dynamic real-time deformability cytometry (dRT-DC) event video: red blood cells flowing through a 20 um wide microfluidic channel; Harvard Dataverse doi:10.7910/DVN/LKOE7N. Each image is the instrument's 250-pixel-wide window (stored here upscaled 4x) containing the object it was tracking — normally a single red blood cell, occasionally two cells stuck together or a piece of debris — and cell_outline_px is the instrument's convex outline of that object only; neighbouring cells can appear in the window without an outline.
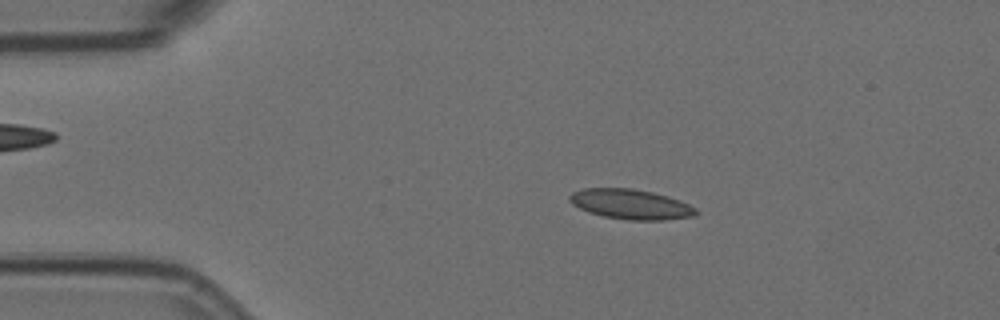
{"species": "Egyptian fruit bat (a non-hibernating species)", "species_latin": "Rousettus aegyptiacus", "temperature_condition": "room temperature", "stored_images_in_passage": 56, "camera_frame_rate_fps": 3000, "um_per_image_px": 0.085, "animal": {"sex": "female"}, "frame": {"image": 1, "passage_image": 10, "time_ms": 3.0, "image_size_px": [1000, 320], "cell_outline_px": [[700, 212], [692, 216], [664, 220], [628, 220], [604, 216], [588, 212], [572, 204], [568, 200], [568, 196], [572, 192], [584, 188], [632, 188], [652, 192], [668, 196], [680, 200], [696, 208]], "centroid_in_image_um": [53.6, 17.35], "position_along_channel_um": 31.4, "area_um2": 22.14}}
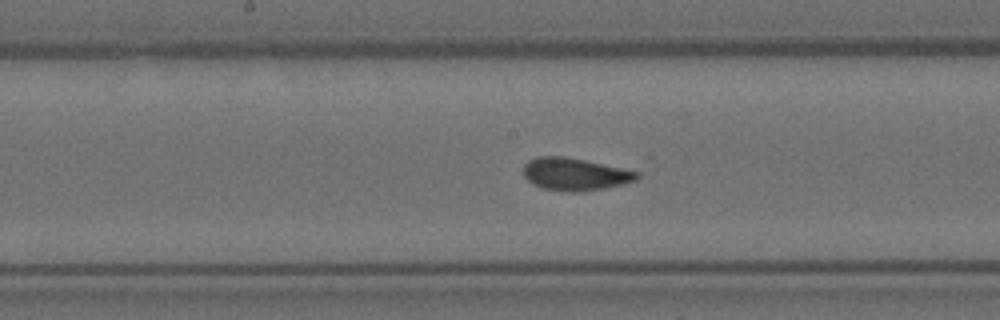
{"frame": {"image": 2, "passage_image": 28, "time_ms": 9.0, "image_size_px": [1000, 320], "cell_outline_px": [[640, 176], [636, 180], [604, 188], [576, 192], [568, 192], [544, 188], [532, 184], [524, 176], [524, 164], [528, 160], [536, 156], [564, 156], [584, 160], [640, 172]], "centroid_in_image_um": [48.84, 14.8], "position_along_channel_um": 199.4, "area_um2": 21.33}}
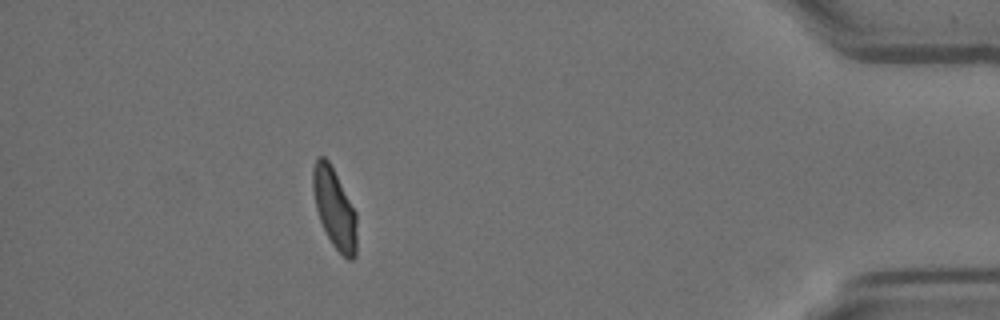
{"frame": {"image": 3, "passage_image": 50, "time_ms": 16.333, "image_size_px": [1000, 320], "cell_outline_px": [[356, 256], [352, 260], [348, 260], [332, 244], [320, 220], [316, 208], [312, 188], [312, 168], [316, 156], [324, 156], [328, 160], [356, 212]], "centroid_in_image_um": [28.41, 17.69], "position_along_channel_um": 406.8, "area_um2": 20.23}, "authors_computed_cell_mechanics": {"area_um2": 21.3282, "velocity_mm_per_s": 3.5636, "shape_relaxation_time_tau1_ms": 8.1625, "shape_relaxation_time_tau2_ms": null, "deformation_change_tau1": 0.1812, "deformation_change_tau2": null}}